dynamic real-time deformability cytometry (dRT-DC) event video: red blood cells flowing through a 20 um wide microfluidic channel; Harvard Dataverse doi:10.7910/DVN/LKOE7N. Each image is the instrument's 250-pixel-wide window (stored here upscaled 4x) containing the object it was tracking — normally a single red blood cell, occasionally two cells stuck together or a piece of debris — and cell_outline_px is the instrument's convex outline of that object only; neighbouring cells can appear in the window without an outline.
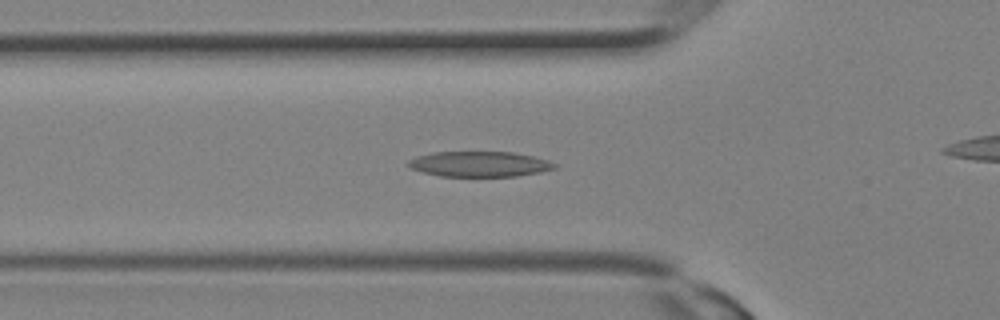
{"species": "Egyptian fruit bat (a non-hibernating species)", "species_latin": "Rousettus aegyptiacus", "temperature_condition": "room temperature", "stored_images_in_passage": 14, "camera_frame_rate_fps": 3000, "um_per_image_px": 0.085, "animal": {"sex": "female"}, "frame": {"image": 1, "passage_image": 10, "time_ms": 3.0, "image_size_px": [1000, 320], "cell_outline_px": [[556, 168], [540, 172], [516, 176], [440, 176], [424, 172], [412, 168], [404, 164], [408, 160], [416, 156], [432, 152], [512, 152], [532, 156], [548, 160], [556, 164]], "centroid_in_image_um": [40.73, 13.94], "position_along_channel_um": 85.1, "area_um2": 21.56}}
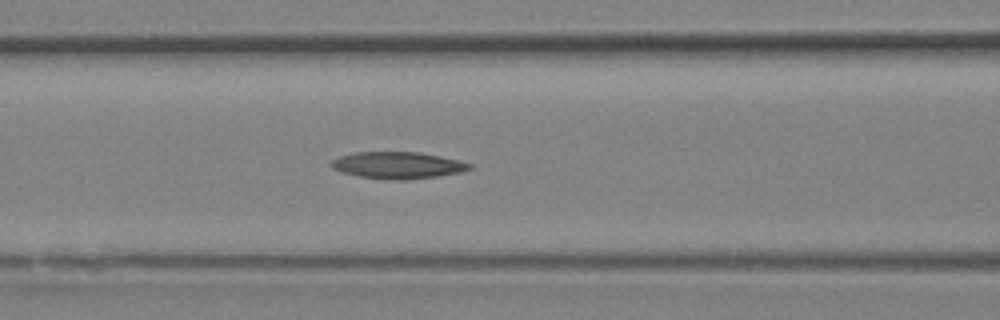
{"frame": {"image": 2, "passage_image": 12, "time_ms": 3.667, "image_size_px": [1000, 320], "cell_outline_px": [[472, 168], [460, 172], [436, 176], [408, 180], [396, 180], [360, 176], [340, 172], [332, 168], [332, 160], [340, 156], [356, 152], [420, 152], [440, 156], [472, 164]], "centroid_in_image_um": [33.8, 14.04], "position_along_channel_um": 132.8, "area_um2": 21.33}}
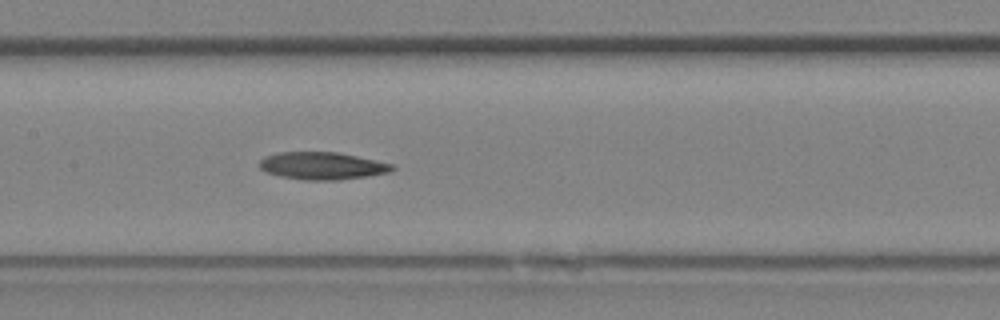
{"frame": {"image": 3, "passage_image": 14, "time_ms": 4.333, "image_size_px": [1000, 320], "cell_outline_px": [[396, 168], [388, 172], [368, 176], [340, 180], [304, 180], [280, 176], [268, 172], [260, 168], [260, 160], [264, 156], [276, 152], [340, 152], [392, 164]], "centroid_in_image_um": [27.38, 14.09], "position_along_channel_um": 180.0, "area_um2": 21.21}}